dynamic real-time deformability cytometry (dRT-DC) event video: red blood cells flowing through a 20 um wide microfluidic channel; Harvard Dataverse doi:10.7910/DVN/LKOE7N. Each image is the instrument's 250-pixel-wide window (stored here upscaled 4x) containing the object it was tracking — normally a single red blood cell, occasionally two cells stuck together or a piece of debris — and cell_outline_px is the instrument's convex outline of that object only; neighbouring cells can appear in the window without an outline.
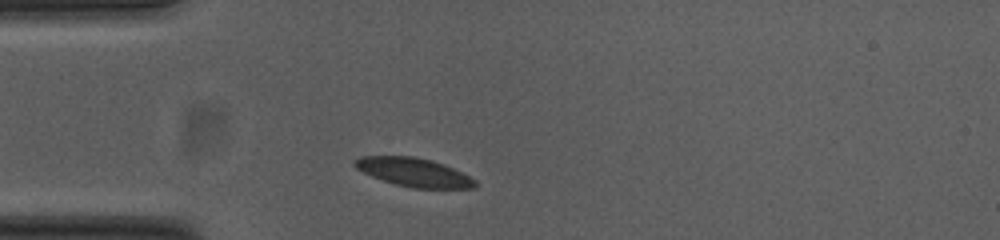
{"species": "common noctule bat (a hibernating species)", "species_latin": "Nyctalus noctula", "temperature_condition": "cold", "stored_images_in_passage": 43, "camera_frame_rate_fps": 3000, "um_per_image_px": 0.085, "animal": {"sex": "female", "body_mass_g": 23.0, "forearm_length_mm": 53.4}, "frame": {"image": 1, "passage_image": 1, "time_ms": 0.0, "image_size_px": [1000, 240], "cell_outline_px": [[476, 188], [416, 188], [396, 184], [372, 176], [356, 168], [356, 160], [360, 156], [412, 156], [444, 164], [476, 180]], "centroid_in_image_um": [35.2, 14.64], "position_along_channel_um": 49.8, "area_um2": 19.54}}
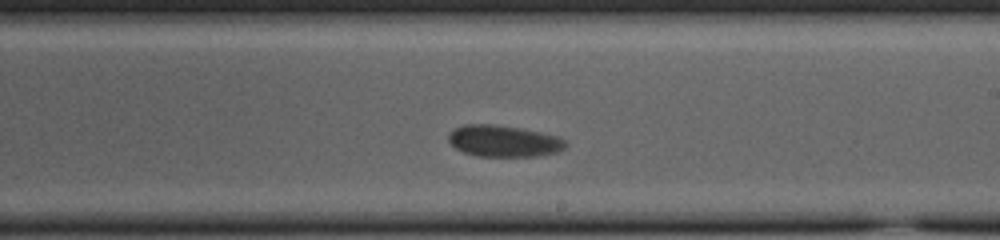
{"frame": {"image": 2, "passage_image": 19, "time_ms": 6.0, "image_size_px": [1000, 240], "cell_outline_px": [[568, 144], [564, 148], [556, 152], [536, 156], [480, 156], [464, 152], [456, 148], [448, 140], [448, 132], [464, 124], [492, 124], [520, 128], [560, 136]], "centroid_in_image_um": [42.82, 11.98], "position_along_channel_um": 246.2, "area_um2": 21.44}}
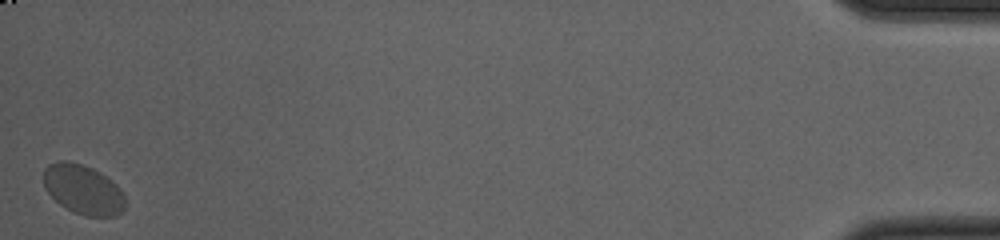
{"frame": {"image": 3, "passage_image": 43, "time_ms": 14.0, "image_size_px": [1000, 240], "cell_outline_px": [[124, 208], [116, 216], [88, 216], [76, 212], [60, 204], [44, 188], [44, 168], [48, 164], [60, 160], [68, 160], [92, 168], [100, 172], [116, 184], [120, 188], [124, 196]], "centroid_in_image_um": [7.06, 16.08], "position_along_channel_um": 428.1, "area_um2": 23.35}, "authors_computed_cell_mechanics": {"area_um2": 21.4438, "velocity_mm_per_s": 3.4784, "shape_relaxation_time_tau1_ms": 1.9762, "shape_relaxation_time_tau2_ms": 1.9455, "deformation_change_tau1": 0.0409, "deformation_change_tau2": 0.0285}}